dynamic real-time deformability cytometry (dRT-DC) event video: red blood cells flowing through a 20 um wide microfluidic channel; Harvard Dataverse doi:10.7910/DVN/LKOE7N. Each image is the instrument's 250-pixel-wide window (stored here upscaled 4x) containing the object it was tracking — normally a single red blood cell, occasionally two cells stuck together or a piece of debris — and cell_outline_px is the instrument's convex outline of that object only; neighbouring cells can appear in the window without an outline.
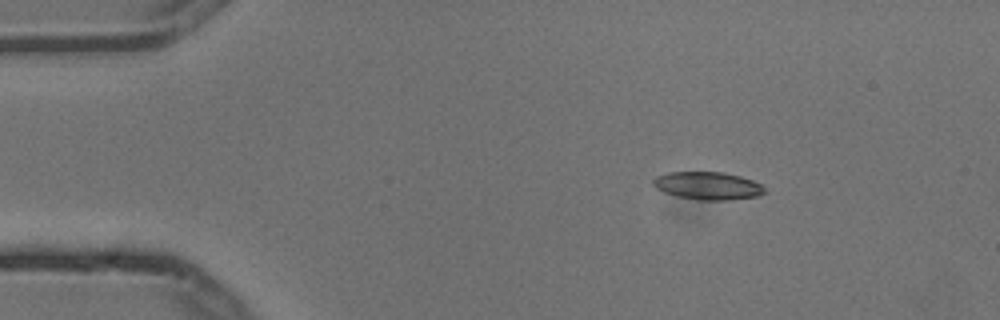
{"species": "common noctule bat (a hibernating species)", "species_latin": "Nyctalus noctula", "temperature_condition": "cold", "stored_images_in_passage": 5, "camera_frame_rate_fps": 3000, "um_per_image_px": 0.085, "animal": {"sex": "male", "body_mass_g": 13.3}, "frame": {"image": 1, "passage_image": 3, "time_ms": 0.667, "image_size_px": [1000, 320], "cell_outline_px": [[764, 192], [760, 196], [732, 200], [696, 200], [676, 196], [664, 192], [656, 188], [652, 184], [652, 180], [656, 176], [668, 172], [724, 172], [740, 176], [752, 180], [760, 184], [764, 188]], "centroid_in_image_um": [60.14, 15.79], "position_along_channel_um": 24.9, "area_um2": 18.21}}